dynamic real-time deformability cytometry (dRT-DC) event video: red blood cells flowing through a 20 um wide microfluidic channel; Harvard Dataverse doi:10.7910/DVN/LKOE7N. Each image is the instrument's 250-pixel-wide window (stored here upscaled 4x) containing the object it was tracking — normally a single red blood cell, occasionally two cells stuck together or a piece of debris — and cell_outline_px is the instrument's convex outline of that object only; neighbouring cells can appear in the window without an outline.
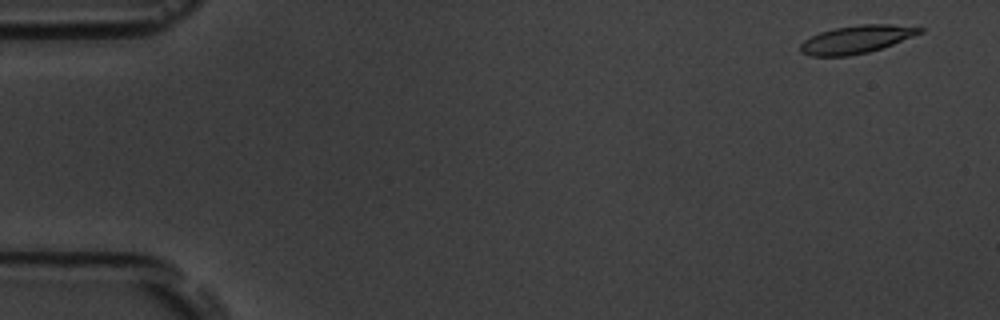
{"species": "common noctule bat (a hibernating species)", "species_latin": "Nyctalus noctula", "temperature_condition": "room temperature", "stored_images_in_passage": 54, "camera_frame_rate_fps": 3000, "um_per_image_px": 0.085, "animal": {"sex": "male", "body_mass_g": 19.5, "forearm_length_mm": 54.6}, "frame": {"image": 1, "passage_image": 3, "time_ms": 0.667, "image_size_px": [1000, 320], "cell_outline_px": [[924, 32], [892, 44], [868, 52], [848, 56], [812, 56], [800, 52], [800, 44], [804, 40], [820, 32], [836, 28], [860, 24], [888, 24], [924, 28]], "centroid_in_image_um": [72.78, 3.35], "position_along_channel_um": 12.2, "area_um2": 19.19}}
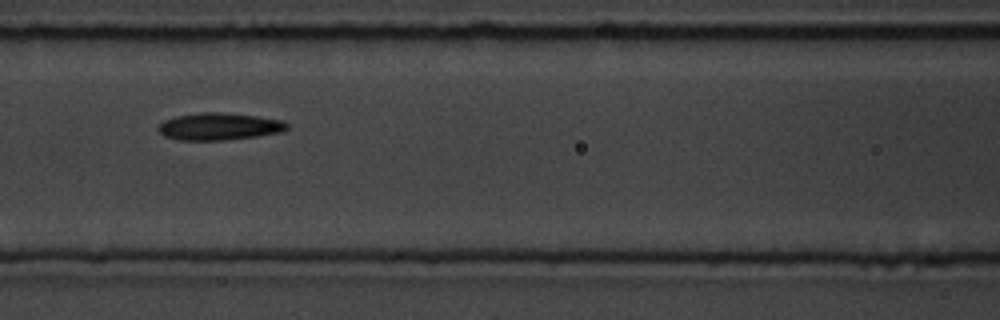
{"frame": {"image": 2, "passage_image": 24, "time_ms": 7.667, "image_size_px": [1000, 320], "cell_outline_px": [[288, 128], [280, 132], [260, 136], [224, 140], [180, 140], [164, 136], [156, 128], [164, 120], [176, 116], [200, 112], [220, 112], [256, 116], [280, 120], [288, 124]], "centroid_in_image_um": [18.6, 10.75], "position_along_channel_um": 148.0, "area_um2": 20.35}}
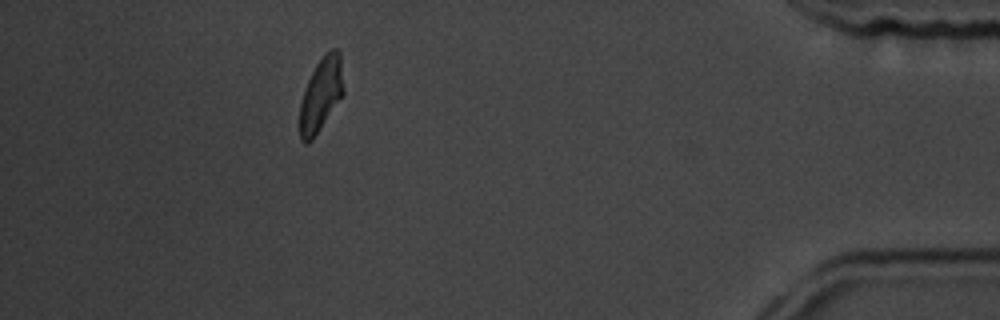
{"frame": {"image": 3, "passage_image": 49, "time_ms": 16.0, "image_size_px": [1000, 320], "cell_outline_px": [[344, 92], [312, 140], [308, 144], [304, 144], [300, 140], [300, 100], [304, 88], [316, 64], [332, 48], [336, 48], [340, 52], [344, 88]], "centroid_in_image_um": [27.27, 8.04], "position_along_channel_um": 407.9, "area_um2": 18.55}, "authors_computed_cell_mechanics": {"area_um2": 19.5075, "velocity_mm_per_s": 3.7628, "shape_relaxation_time_tau1_ms": 3.4923, "shape_relaxation_time_tau2_ms": 2.8606, "deformation_change_tau1": 0.1374, "deformation_change_tau2": 0.1056}}